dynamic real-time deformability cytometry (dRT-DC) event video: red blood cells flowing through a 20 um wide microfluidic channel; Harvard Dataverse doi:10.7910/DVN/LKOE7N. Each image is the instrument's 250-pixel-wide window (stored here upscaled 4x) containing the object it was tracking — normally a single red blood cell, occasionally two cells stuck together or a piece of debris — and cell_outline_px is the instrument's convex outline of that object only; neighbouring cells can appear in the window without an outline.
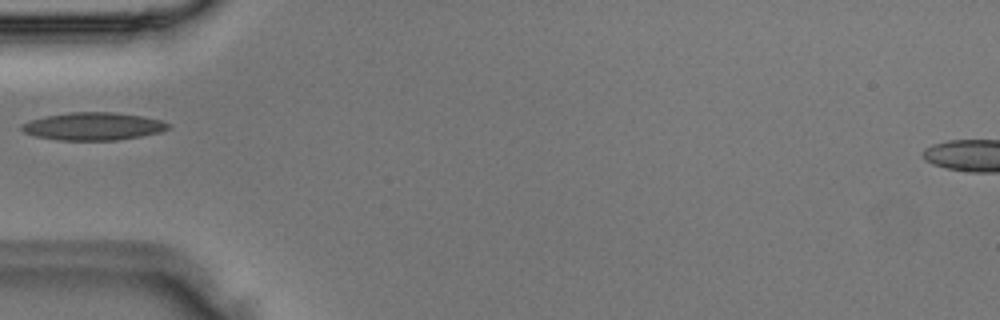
{"species": "Egyptian fruit bat (a non-hibernating species)", "species_latin": "Rousettus aegyptiacus", "temperature_condition": "room temperature", "stored_images_in_passage": 3, "camera_frame_rate_fps": 3000, "um_per_image_px": 0.085, "animal": {"sex": "male"}, "frame": {"image": 1, "passage_image": 3, "time_ms": 0.667, "image_size_px": [1000, 320], "cell_outline_px": [[172, 124], [168, 128], [160, 132], [140, 136], [116, 140], [56, 140], [36, 136], [24, 132], [20, 128], [20, 124], [32, 120], [48, 116], [72, 112], [112, 112], [140, 116], [160, 120]], "centroid_in_image_um": [7.92, 10.74], "position_along_channel_um": 77.1, "area_um2": 23.41}}